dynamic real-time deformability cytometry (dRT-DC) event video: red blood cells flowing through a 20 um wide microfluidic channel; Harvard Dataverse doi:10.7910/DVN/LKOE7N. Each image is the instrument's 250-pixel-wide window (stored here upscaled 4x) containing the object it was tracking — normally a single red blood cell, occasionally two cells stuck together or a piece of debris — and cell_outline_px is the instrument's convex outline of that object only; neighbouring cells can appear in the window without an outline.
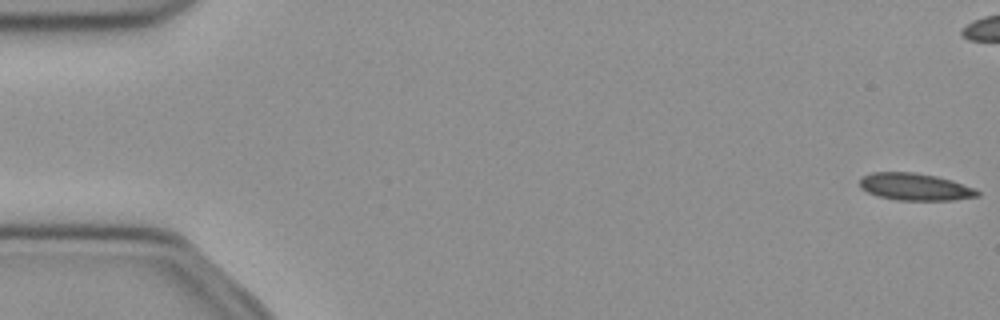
{"species": "common noctule bat (a hibernating species)", "species_latin": "Nyctalus noctula", "temperature_condition": "cold", "stored_images_in_passage": 53, "camera_frame_rate_fps": 3000, "um_per_image_px": 0.085, "animal": {"sex": "female", "body_mass_g": 21.9}, "frame": {"image": 1, "passage_image": 1, "time_ms": 0.0, "image_size_px": [1000, 320], "cell_outline_px": [[980, 196], [952, 200], [900, 200], [880, 196], [868, 192], [860, 188], [860, 176], [872, 172], [916, 172], [936, 176], [952, 180], [972, 188], [980, 192]], "centroid_in_image_um": [77.75, 15.87], "position_along_channel_um": 7.2, "area_um2": 18.55}}
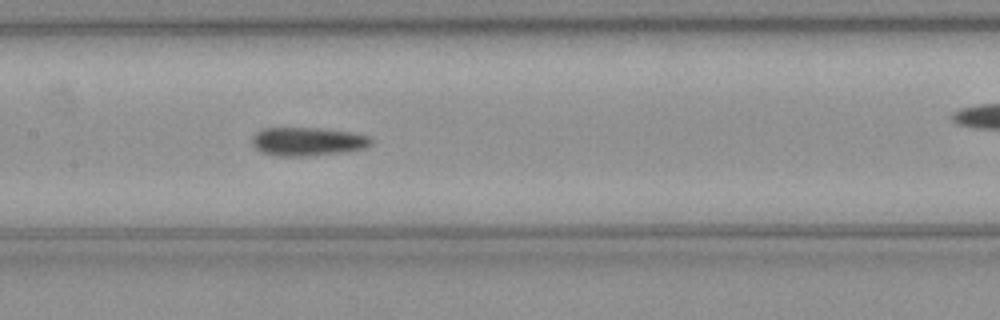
{"frame": {"image": 2, "passage_image": 25, "time_ms": 8.0, "image_size_px": [1000, 320], "cell_outline_px": [[372, 144], [368, 148], [348, 152], [308, 156], [276, 156], [260, 152], [252, 144], [252, 136], [260, 128], [320, 128], [356, 132], [372, 136]], "centroid_in_image_um": [26.21, 12.03], "position_along_channel_um": 181.2, "area_um2": 20.4}}
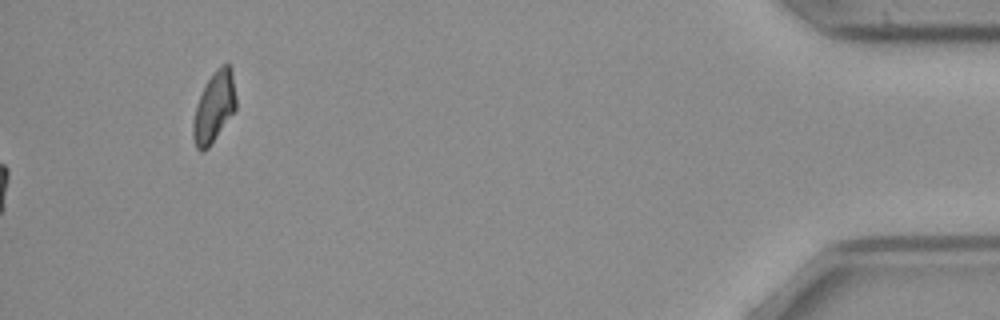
{"frame": {"image": 3, "passage_image": 53, "time_ms": 17.333, "image_size_px": [1000, 320], "cell_outline_px": [[236, 108], [208, 148], [204, 152], [200, 152], [196, 148], [192, 140], [192, 124], [196, 104], [204, 84], [212, 72], [220, 64], [228, 64], [232, 68], [236, 96]], "centroid_in_image_um": [18.17, 9.08], "position_along_channel_um": 417.0, "area_um2": 17.98}, "authors_computed_cell_mechanics": {"area_um2": 19.3052, "velocity_mm_per_s": 3.9693, "shape_relaxation_time_tau1_ms": null, "shape_relaxation_time_tau2_ms": 10.2627, "deformation_change_tau1": null, "deformation_change_tau2": 0.1588}}